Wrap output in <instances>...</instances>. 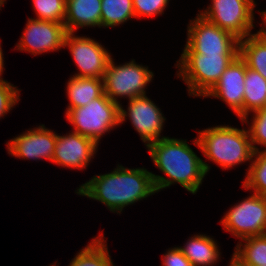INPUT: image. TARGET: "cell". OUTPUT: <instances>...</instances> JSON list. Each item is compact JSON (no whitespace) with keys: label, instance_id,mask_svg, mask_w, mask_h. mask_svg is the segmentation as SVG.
<instances>
[{"label":"cell","instance_id":"cell-29","mask_svg":"<svg viewBox=\"0 0 266 266\" xmlns=\"http://www.w3.org/2000/svg\"><path fill=\"white\" fill-rule=\"evenodd\" d=\"M162 257V266H194L178 246L170 248Z\"/></svg>","mask_w":266,"mask_h":266},{"label":"cell","instance_id":"cell-15","mask_svg":"<svg viewBox=\"0 0 266 266\" xmlns=\"http://www.w3.org/2000/svg\"><path fill=\"white\" fill-rule=\"evenodd\" d=\"M98 145L93 139L76 132L58 135L52 163L70 169L84 170L97 153Z\"/></svg>","mask_w":266,"mask_h":266},{"label":"cell","instance_id":"cell-5","mask_svg":"<svg viewBox=\"0 0 266 266\" xmlns=\"http://www.w3.org/2000/svg\"><path fill=\"white\" fill-rule=\"evenodd\" d=\"M65 114L73 132L91 138L97 144L106 132L120 125V105L105 93L83 107L66 110Z\"/></svg>","mask_w":266,"mask_h":266},{"label":"cell","instance_id":"cell-26","mask_svg":"<svg viewBox=\"0 0 266 266\" xmlns=\"http://www.w3.org/2000/svg\"><path fill=\"white\" fill-rule=\"evenodd\" d=\"M254 113V114H253ZM253 118L252 122L249 123L248 115H246L241 121L249 124L248 134L251 140V145L254 152L259 151V148L256 146L261 145L266 147V107L252 112ZM266 150V148H264Z\"/></svg>","mask_w":266,"mask_h":266},{"label":"cell","instance_id":"cell-17","mask_svg":"<svg viewBox=\"0 0 266 266\" xmlns=\"http://www.w3.org/2000/svg\"><path fill=\"white\" fill-rule=\"evenodd\" d=\"M178 248L194 266H213L221 257L215 239L205 234L190 237L183 247Z\"/></svg>","mask_w":266,"mask_h":266},{"label":"cell","instance_id":"cell-13","mask_svg":"<svg viewBox=\"0 0 266 266\" xmlns=\"http://www.w3.org/2000/svg\"><path fill=\"white\" fill-rule=\"evenodd\" d=\"M56 139L57 133L40 124L10 139L6 147L8 154L13 157L36 161L46 159L52 163Z\"/></svg>","mask_w":266,"mask_h":266},{"label":"cell","instance_id":"cell-28","mask_svg":"<svg viewBox=\"0 0 266 266\" xmlns=\"http://www.w3.org/2000/svg\"><path fill=\"white\" fill-rule=\"evenodd\" d=\"M170 0H133L135 18L164 14Z\"/></svg>","mask_w":266,"mask_h":266},{"label":"cell","instance_id":"cell-22","mask_svg":"<svg viewBox=\"0 0 266 266\" xmlns=\"http://www.w3.org/2000/svg\"><path fill=\"white\" fill-rule=\"evenodd\" d=\"M242 242L237 243L234 254L246 266H266V234L247 237Z\"/></svg>","mask_w":266,"mask_h":266},{"label":"cell","instance_id":"cell-21","mask_svg":"<svg viewBox=\"0 0 266 266\" xmlns=\"http://www.w3.org/2000/svg\"><path fill=\"white\" fill-rule=\"evenodd\" d=\"M239 56L266 79V42L251 34L239 41Z\"/></svg>","mask_w":266,"mask_h":266},{"label":"cell","instance_id":"cell-7","mask_svg":"<svg viewBox=\"0 0 266 266\" xmlns=\"http://www.w3.org/2000/svg\"><path fill=\"white\" fill-rule=\"evenodd\" d=\"M154 73L148 66L136 64L135 60L122 65H116L111 57L105 75L104 93L115 103L120 105L117 98H128L146 95V86L152 81Z\"/></svg>","mask_w":266,"mask_h":266},{"label":"cell","instance_id":"cell-19","mask_svg":"<svg viewBox=\"0 0 266 266\" xmlns=\"http://www.w3.org/2000/svg\"><path fill=\"white\" fill-rule=\"evenodd\" d=\"M266 107V79L246 65L244 82V117Z\"/></svg>","mask_w":266,"mask_h":266},{"label":"cell","instance_id":"cell-8","mask_svg":"<svg viewBox=\"0 0 266 266\" xmlns=\"http://www.w3.org/2000/svg\"><path fill=\"white\" fill-rule=\"evenodd\" d=\"M211 4L199 11L204 18L234 35L239 40L251 35L254 26V0H211Z\"/></svg>","mask_w":266,"mask_h":266},{"label":"cell","instance_id":"cell-24","mask_svg":"<svg viewBox=\"0 0 266 266\" xmlns=\"http://www.w3.org/2000/svg\"><path fill=\"white\" fill-rule=\"evenodd\" d=\"M246 178L243 181V188L251 190L257 195L266 198V150H259L253 153L252 161L247 168Z\"/></svg>","mask_w":266,"mask_h":266},{"label":"cell","instance_id":"cell-2","mask_svg":"<svg viewBox=\"0 0 266 266\" xmlns=\"http://www.w3.org/2000/svg\"><path fill=\"white\" fill-rule=\"evenodd\" d=\"M75 193L97 200L111 212L120 214L124 207L155 194L156 189L152 172L145 168L130 169L118 164L110 173L94 175L79 186Z\"/></svg>","mask_w":266,"mask_h":266},{"label":"cell","instance_id":"cell-14","mask_svg":"<svg viewBox=\"0 0 266 266\" xmlns=\"http://www.w3.org/2000/svg\"><path fill=\"white\" fill-rule=\"evenodd\" d=\"M246 62L238 55L225 69L215 86L203 97L224 101L242 120L244 118V82Z\"/></svg>","mask_w":266,"mask_h":266},{"label":"cell","instance_id":"cell-3","mask_svg":"<svg viewBox=\"0 0 266 266\" xmlns=\"http://www.w3.org/2000/svg\"><path fill=\"white\" fill-rule=\"evenodd\" d=\"M194 145L203 155L223 169L252 161L254 150L246 129L219 125L198 131Z\"/></svg>","mask_w":266,"mask_h":266},{"label":"cell","instance_id":"cell-18","mask_svg":"<svg viewBox=\"0 0 266 266\" xmlns=\"http://www.w3.org/2000/svg\"><path fill=\"white\" fill-rule=\"evenodd\" d=\"M69 105L66 110L83 107L104 93V81L100 78L74 77L67 82Z\"/></svg>","mask_w":266,"mask_h":266},{"label":"cell","instance_id":"cell-31","mask_svg":"<svg viewBox=\"0 0 266 266\" xmlns=\"http://www.w3.org/2000/svg\"><path fill=\"white\" fill-rule=\"evenodd\" d=\"M229 266H246V265L233 253Z\"/></svg>","mask_w":266,"mask_h":266},{"label":"cell","instance_id":"cell-20","mask_svg":"<svg viewBox=\"0 0 266 266\" xmlns=\"http://www.w3.org/2000/svg\"><path fill=\"white\" fill-rule=\"evenodd\" d=\"M99 234L75 255L69 266H115L104 235ZM104 238V239H103Z\"/></svg>","mask_w":266,"mask_h":266},{"label":"cell","instance_id":"cell-12","mask_svg":"<svg viewBox=\"0 0 266 266\" xmlns=\"http://www.w3.org/2000/svg\"><path fill=\"white\" fill-rule=\"evenodd\" d=\"M66 28L63 23L29 18L16 50L38 55L64 48Z\"/></svg>","mask_w":266,"mask_h":266},{"label":"cell","instance_id":"cell-32","mask_svg":"<svg viewBox=\"0 0 266 266\" xmlns=\"http://www.w3.org/2000/svg\"><path fill=\"white\" fill-rule=\"evenodd\" d=\"M3 71H4V57H3L1 41H0V79L2 78Z\"/></svg>","mask_w":266,"mask_h":266},{"label":"cell","instance_id":"cell-23","mask_svg":"<svg viewBox=\"0 0 266 266\" xmlns=\"http://www.w3.org/2000/svg\"><path fill=\"white\" fill-rule=\"evenodd\" d=\"M135 18L133 0H101V27H115Z\"/></svg>","mask_w":266,"mask_h":266},{"label":"cell","instance_id":"cell-4","mask_svg":"<svg viewBox=\"0 0 266 266\" xmlns=\"http://www.w3.org/2000/svg\"><path fill=\"white\" fill-rule=\"evenodd\" d=\"M239 54H181L176 61L177 77L188 87V95L204 97Z\"/></svg>","mask_w":266,"mask_h":266},{"label":"cell","instance_id":"cell-10","mask_svg":"<svg viewBox=\"0 0 266 266\" xmlns=\"http://www.w3.org/2000/svg\"><path fill=\"white\" fill-rule=\"evenodd\" d=\"M74 34L67 32L64 39L79 70L72 76L103 79L111 54L94 39Z\"/></svg>","mask_w":266,"mask_h":266},{"label":"cell","instance_id":"cell-9","mask_svg":"<svg viewBox=\"0 0 266 266\" xmlns=\"http://www.w3.org/2000/svg\"><path fill=\"white\" fill-rule=\"evenodd\" d=\"M220 223L240 240L266 234V198L253 193L231 207Z\"/></svg>","mask_w":266,"mask_h":266},{"label":"cell","instance_id":"cell-1","mask_svg":"<svg viewBox=\"0 0 266 266\" xmlns=\"http://www.w3.org/2000/svg\"><path fill=\"white\" fill-rule=\"evenodd\" d=\"M151 159L157 168L169 178L152 173L156 192L179 183L192 194H196L210 165L190 148L186 140L165 137L149 143Z\"/></svg>","mask_w":266,"mask_h":266},{"label":"cell","instance_id":"cell-11","mask_svg":"<svg viewBox=\"0 0 266 266\" xmlns=\"http://www.w3.org/2000/svg\"><path fill=\"white\" fill-rule=\"evenodd\" d=\"M128 102V111L120 104V124L125 122L126 117H129L145 146L165 138V136L161 137V133L166 118L151 99L143 95L134 97Z\"/></svg>","mask_w":266,"mask_h":266},{"label":"cell","instance_id":"cell-27","mask_svg":"<svg viewBox=\"0 0 266 266\" xmlns=\"http://www.w3.org/2000/svg\"><path fill=\"white\" fill-rule=\"evenodd\" d=\"M20 100V90L5 79H0V119Z\"/></svg>","mask_w":266,"mask_h":266},{"label":"cell","instance_id":"cell-6","mask_svg":"<svg viewBox=\"0 0 266 266\" xmlns=\"http://www.w3.org/2000/svg\"><path fill=\"white\" fill-rule=\"evenodd\" d=\"M239 41L198 13L187 27V41L182 54H239Z\"/></svg>","mask_w":266,"mask_h":266},{"label":"cell","instance_id":"cell-33","mask_svg":"<svg viewBox=\"0 0 266 266\" xmlns=\"http://www.w3.org/2000/svg\"><path fill=\"white\" fill-rule=\"evenodd\" d=\"M5 1H6V0H0V9H1V7L4 5Z\"/></svg>","mask_w":266,"mask_h":266},{"label":"cell","instance_id":"cell-25","mask_svg":"<svg viewBox=\"0 0 266 266\" xmlns=\"http://www.w3.org/2000/svg\"><path fill=\"white\" fill-rule=\"evenodd\" d=\"M36 20L63 23L66 16L67 0H32Z\"/></svg>","mask_w":266,"mask_h":266},{"label":"cell","instance_id":"cell-16","mask_svg":"<svg viewBox=\"0 0 266 266\" xmlns=\"http://www.w3.org/2000/svg\"><path fill=\"white\" fill-rule=\"evenodd\" d=\"M64 26L70 33L80 27L101 28V0H67Z\"/></svg>","mask_w":266,"mask_h":266},{"label":"cell","instance_id":"cell-30","mask_svg":"<svg viewBox=\"0 0 266 266\" xmlns=\"http://www.w3.org/2000/svg\"><path fill=\"white\" fill-rule=\"evenodd\" d=\"M260 15L262 16V25L261 28L259 29V31H257V33H254L255 36H257L259 39H261L262 41L266 42V10L264 11H260Z\"/></svg>","mask_w":266,"mask_h":266}]
</instances>
